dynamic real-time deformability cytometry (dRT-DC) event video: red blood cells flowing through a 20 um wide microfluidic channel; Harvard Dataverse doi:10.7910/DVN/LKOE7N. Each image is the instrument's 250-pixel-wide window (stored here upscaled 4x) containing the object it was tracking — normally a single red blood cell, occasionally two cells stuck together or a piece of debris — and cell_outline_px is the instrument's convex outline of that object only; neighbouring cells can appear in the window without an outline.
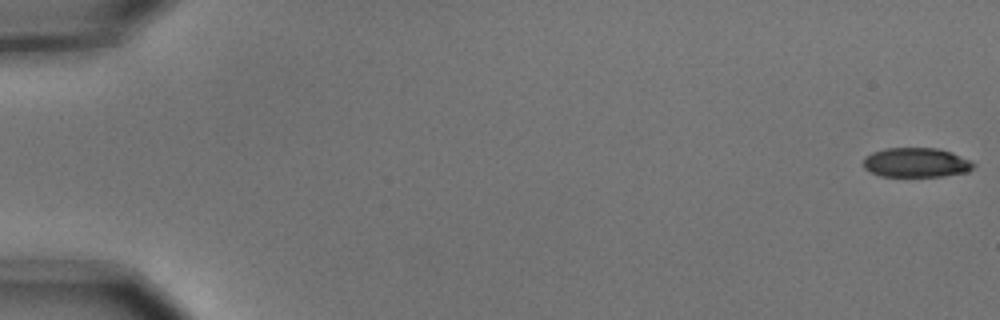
{"species": "common noctule bat (a hibernating species)", "species_latin": "Nyctalus noctula", "temperature_condition": "cold", "stored_images_in_passage": 6, "camera_frame_rate_fps": 3000, "um_per_image_px": 0.085, "animal": {"sex": "male", "body_mass_g": 15.6}, "frame": {"image": 1, "passage_image": 1, "time_ms": 0.0, "image_size_px": [1000, 320], "cell_outline_px": [[976, 164], [968, 172], [944, 176], [880, 176], [864, 168], [864, 156], [872, 152], [888, 148], [936, 148], [952, 152]], "centroid_in_image_um": [77.87, 13.82], "position_along_channel_um": 7.1, "area_um2": 18.84}}
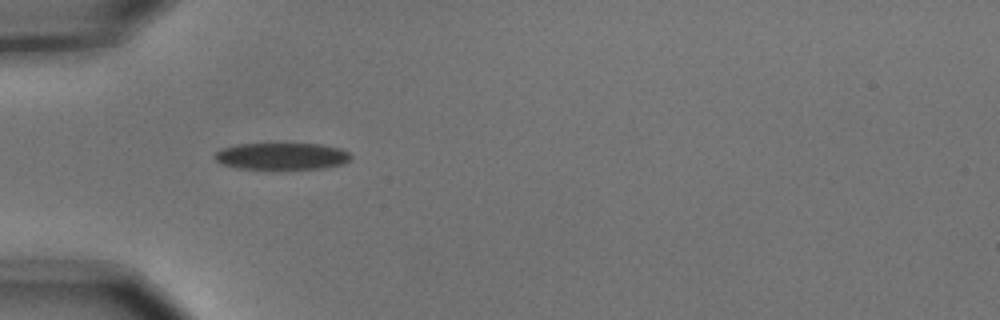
{"frame": {"image": 2, "passage_image": 5, "time_ms": 1.333, "image_size_px": [1000, 320], "cell_outline_px": [[352, 156], [344, 164], [324, 168], [236, 168], [220, 164], [212, 156], [220, 148], [236, 144], [320, 144], [340, 148], [348, 152]], "centroid_in_image_um": [23.91, 13.27], "position_along_channel_um": 61.1, "area_um2": 21.21}}
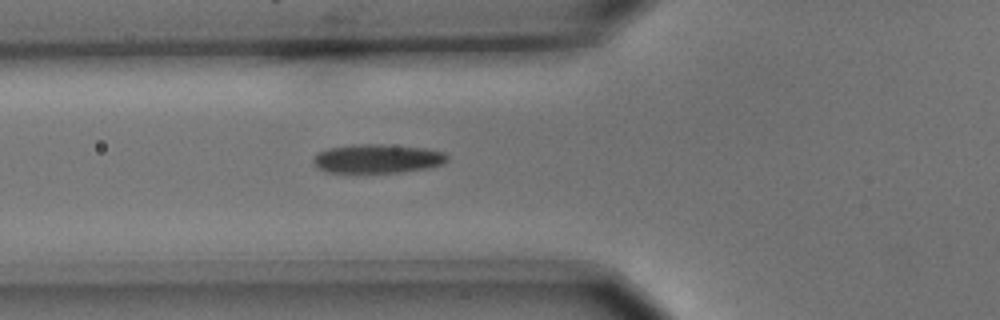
{"frame": {"image": 3, "passage_image": 6, "time_ms": 1.667, "image_size_px": [1000, 320], "cell_outline_px": [[448, 160], [444, 164], [428, 168], [400, 172], [324, 172], [316, 168], [312, 164], [312, 160], [316, 152], [328, 148], [352, 144], [380, 144], [424, 148], [444, 152], [448, 156]], "centroid_in_image_um": [32.03, 13.48], "position_along_channel_um": 93.8, "area_um2": 22.83}}